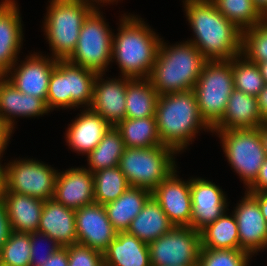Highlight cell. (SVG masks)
<instances>
[{
	"label": "cell",
	"mask_w": 267,
	"mask_h": 266,
	"mask_svg": "<svg viewBox=\"0 0 267 266\" xmlns=\"http://www.w3.org/2000/svg\"><path fill=\"white\" fill-rule=\"evenodd\" d=\"M195 45L207 60H232L241 54L242 31L227 20L210 0H183Z\"/></svg>",
	"instance_id": "cell-1"
},
{
	"label": "cell",
	"mask_w": 267,
	"mask_h": 266,
	"mask_svg": "<svg viewBox=\"0 0 267 266\" xmlns=\"http://www.w3.org/2000/svg\"><path fill=\"white\" fill-rule=\"evenodd\" d=\"M118 33H113L112 63L120 68V76L149 78L163 38L140 16L124 13Z\"/></svg>",
	"instance_id": "cell-2"
},
{
	"label": "cell",
	"mask_w": 267,
	"mask_h": 266,
	"mask_svg": "<svg viewBox=\"0 0 267 266\" xmlns=\"http://www.w3.org/2000/svg\"><path fill=\"white\" fill-rule=\"evenodd\" d=\"M155 117L162 144L180 154L201 130L212 133V128L201 116L193 89L159 95Z\"/></svg>",
	"instance_id": "cell-3"
},
{
	"label": "cell",
	"mask_w": 267,
	"mask_h": 266,
	"mask_svg": "<svg viewBox=\"0 0 267 266\" xmlns=\"http://www.w3.org/2000/svg\"><path fill=\"white\" fill-rule=\"evenodd\" d=\"M163 39L149 76L158 95L193 89L207 59L189 41L169 44Z\"/></svg>",
	"instance_id": "cell-4"
},
{
	"label": "cell",
	"mask_w": 267,
	"mask_h": 266,
	"mask_svg": "<svg viewBox=\"0 0 267 266\" xmlns=\"http://www.w3.org/2000/svg\"><path fill=\"white\" fill-rule=\"evenodd\" d=\"M49 3L41 29L51 57L67 60L77 46L83 21L92 8L80 0H50Z\"/></svg>",
	"instance_id": "cell-5"
},
{
	"label": "cell",
	"mask_w": 267,
	"mask_h": 266,
	"mask_svg": "<svg viewBox=\"0 0 267 266\" xmlns=\"http://www.w3.org/2000/svg\"><path fill=\"white\" fill-rule=\"evenodd\" d=\"M96 76V72L68 60H57L49 79L47 108L50 112L56 108H90Z\"/></svg>",
	"instance_id": "cell-6"
},
{
	"label": "cell",
	"mask_w": 267,
	"mask_h": 266,
	"mask_svg": "<svg viewBox=\"0 0 267 266\" xmlns=\"http://www.w3.org/2000/svg\"><path fill=\"white\" fill-rule=\"evenodd\" d=\"M177 154L176 150L166 145L125 148L118 166L131 187L152 192L177 169Z\"/></svg>",
	"instance_id": "cell-7"
},
{
	"label": "cell",
	"mask_w": 267,
	"mask_h": 266,
	"mask_svg": "<svg viewBox=\"0 0 267 266\" xmlns=\"http://www.w3.org/2000/svg\"><path fill=\"white\" fill-rule=\"evenodd\" d=\"M234 90L232 60H207L193 91L203 120L213 128Z\"/></svg>",
	"instance_id": "cell-8"
},
{
	"label": "cell",
	"mask_w": 267,
	"mask_h": 266,
	"mask_svg": "<svg viewBox=\"0 0 267 266\" xmlns=\"http://www.w3.org/2000/svg\"><path fill=\"white\" fill-rule=\"evenodd\" d=\"M104 17L100 9L89 12L83 21L77 46L67 59L97 74H105L112 62L114 31Z\"/></svg>",
	"instance_id": "cell-9"
},
{
	"label": "cell",
	"mask_w": 267,
	"mask_h": 266,
	"mask_svg": "<svg viewBox=\"0 0 267 266\" xmlns=\"http://www.w3.org/2000/svg\"><path fill=\"white\" fill-rule=\"evenodd\" d=\"M222 150L233 172L238 174L245 189L257 178L266 159L261 139V127L253 129L219 130Z\"/></svg>",
	"instance_id": "cell-10"
},
{
	"label": "cell",
	"mask_w": 267,
	"mask_h": 266,
	"mask_svg": "<svg viewBox=\"0 0 267 266\" xmlns=\"http://www.w3.org/2000/svg\"><path fill=\"white\" fill-rule=\"evenodd\" d=\"M5 189L41 200L54 197L59 170L38 159L20 158L5 162Z\"/></svg>",
	"instance_id": "cell-11"
},
{
	"label": "cell",
	"mask_w": 267,
	"mask_h": 266,
	"mask_svg": "<svg viewBox=\"0 0 267 266\" xmlns=\"http://www.w3.org/2000/svg\"><path fill=\"white\" fill-rule=\"evenodd\" d=\"M151 266H198L200 232L174 226L148 244Z\"/></svg>",
	"instance_id": "cell-12"
},
{
	"label": "cell",
	"mask_w": 267,
	"mask_h": 266,
	"mask_svg": "<svg viewBox=\"0 0 267 266\" xmlns=\"http://www.w3.org/2000/svg\"><path fill=\"white\" fill-rule=\"evenodd\" d=\"M41 54L29 52L23 61L17 60L18 62L4 76L19 91L46 102L49 79L57 60L48 54Z\"/></svg>",
	"instance_id": "cell-13"
},
{
	"label": "cell",
	"mask_w": 267,
	"mask_h": 266,
	"mask_svg": "<svg viewBox=\"0 0 267 266\" xmlns=\"http://www.w3.org/2000/svg\"><path fill=\"white\" fill-rule=\"evenodd\" d=\"M223 189L214 182L201 178H190L192 215L190 227L200 232L222 216L230 204Z\"/></svg>",
	"instance_id": "cell-14"
},
{
	"label": "cell",
	"mask_w": 267,
	"mask_h": 266,
	"mask_svg": "<svg viewBox=\"0 0 267 266\" xmlns=\"http://www.w3.org/2000/svg\"><path fill=\"white\" fill-rule=\"evenodd\" d=\"M177 170L152 191V196L174 226L190 227L192 215L190 180H182Z\"/></svg>",
	"instance_id": "cell-15"
},
{
	"label": "cell",
	"mask_w": 267,
	"mask_h": 266,
	"mask_svg": "<svg viewBox=\"0 0 267 266\" xmlns=\"http://www.w3.org/2000/svg\"><path fill=\"white\" fill-rule=\"evenodd\" d=\"M232 213L237 220L240 250L248 252L252 257L265 250L267 223L258 201L245 191L244 197H241Z\"/></svg>",
	"instance_id": "cell-16"
},
{
	"label": "cell",
	"mask_w": 267,
	"mask_h": 266,
	"mask_svg": "<svg viewBox=\"0 0 267 266\" xmlns=\"http://www.w3.org/2000/svg\"><path fill=\"white\" fill-rule=\"evenodd\" d=\"M77 243L103 253L117 235L104 205L93 203L75 210Z\"/></svg>",
	"instance_id": "cell-17"
},
{
	"label": "cell",
	"mask_w": 267,
	"mask_h": 266,
	"mask_svg": "<svg viewBox=\"0 0 267 266\" xmlns=\"http://www.w3.org/2000/svg\"><path fill=\"white\" fill-rule=\"evenodd\" d=\"M18 6L15 0L0 2V76H4L20 60L24 24Z\"/></svg>",
	"instance_id": "cell-18"
},
{
	"label": "cell",
	"mask_w": 267,
	"mask_h": 266,
	"mask_svg": "<svg viewBox=\"0 0 267 266\" xmlns=\"http://www.w3.org/2000/svg\"><path fill=\"white\" fill-rule=\"evenodd\" d=\"M104 75L106 74L101 73L96 76L90 109L111 126H115L125 119V99L129 78L122 76L118 78L106 77L105 80Z\"/></svg>",
	"instance_id": "cell-19"
},
{
	"label": "cell",
	"mask_w": 267,
	"mask_h": 266,
	"mask_svg": "<svg viewBox=\"0 0 267 266\" xmlns=\"http://www.w3.org/2000/svg\"><path fill=\"white\" fill-rule=\"evenodd\" d=\"M53 198L73 210L95 203L93 173L83 166L58 171Z\"/></svg>",
	"instance_id": "cell-20"
},
{
	"label": "cell",
	"mask_w": 267,
	"mask_h": 266,
	"mask_svg": "<svg viewBox=\"0 0 267 266\" xmlns=\"http://www.w3.org/2000/svg\"><path fill=\"white\" fill-rule=\"evenodd\" d=\"M83 109H80L81 112L71 120V124H68L65 141L72 152L87 156L102 140L111 125L90 108Z\"/></svg>",
	"instance_id": "cell-21"
},
{
	"label": "cell",
	"mask_w": 267,
	"mask_h": 266,
	"mask_svg": "<svg viewBox=\"0 0 267 266\" xmlns=\"http://www.w3.org/2000/svg\"><path fill=\"white\" fill-rule=\"evenodd\" d=\"M49 112L43 99L19 91L5 76H0V116L13 129L18 117L35 118Z\"/></svg>",
	"instance_id": "cell-22"
},
{
	"label": "cell",
	"mask_w": 267,
	"mask_h": 266,
	"mask_svg": "<svg viewBox=\"0 0 267 266\" xmlns=\"http://www.w3.org/2000/svg\"><path fill=\"white\" fill-rule=\"evenodd\" d=\"M37 231L50 236L61 247L77 243L75 210L66 208L54 198L44 201Z\"/></svg>",
	"instance_id": "cell-23"
},
{
	"label": "cell",
	"mask_w": 267,
	"mask_h": 266,
	"mask_svg": "<svg viewBox=\"0 0 267 266\" xmlns=\"http://www.w3.org/2000/svg\"><path fill=\"white\" fill-rule=\"evenodd\" d=\"M263 124L265 123L259 112L257 97L234 89L223 117L212 128V132L260 128Z\"/></svg>",
	"instance_id": "cell-24"
},
{
	"label": "cell",
	"mask_w": 267,
	"mask_h": 266,
	"mask_svg": "<svg viewBox=\"0 0 267 266\" xmlns=\"http://www.w3.org/2000/svg\"><path fill=\"white\" fill-rule=\"evenodd\" d=\"M4 202L11 231L31 233L38 230L44 200L7 191L0 195Z\"/></svg>",
	"instance_id": "cell-25"
},
{
	"label": "cell",
	"mask_w": 267,
	"mask_h": 266,
	"mask_svg": "<svg viewBox=\"0 0 267 266\" xmlns=\"http://www.w3.org/2000/svg\"><path fill=\"white\" fill-rule=\"evenodd\" d=\"M104 266H151L148 244L127 232L116 237L103 252Z\"/></svg>",
	"instance_id": "cell-26"
},
{
	"label": "cell",
	"mask_w": 267,
	"mask_h": 266,
	"mask_svg": "<svg viewBox=\"0 0 267 266\" xmlns=\"http://www.w3.org/2000/svg\"><path fill=\"white\" fill-rule=\"evenodd\" d=\"M173 227L159 203L151 196L126 232L149 244L168 233Z\"/></svg>",
	"instance_id": "cell-27"
},
{
	"label": "cell",
	"mask_w": 267,
	"mask_h": 266,
	"mask_svg": "<svg viewBox=\"0 0 267 266\" xmlns=\"http://www.w3.org/2000/svg\"><path fill=\"white\" fill-rule=\"evenodd\" d=\"M151 196L152 192L147 189L130 186L117 200L105 204L113 228L117 232H126Z\"/></svg>",
	"instance_id": "cell-28"
},
{
	"label": "cell",
	"mask_w": 267,
	"mask_h": 266,
	"mask_svg": "<svg viewBox=\"0 0 267 266\" xmlns=\"http://www.w3.org/2000/svg\"><path fill=\"white\" fill-rule=\"evenodd\" d=\"M158 93L149 78L128 79L125 118L138 119L155 116Z\"/></svg>",
	"instance_id": "cell-29"
},
{
	"label": "cell",
	"mask_w": 267,
	"mask_h": 266,
	"mask_svg": "<svg viewBox=\"0 0 267 266\" xmlns=\"http://www.w3.org/2000/svg\"><path fill=\"white\" fill-rule=\"evenodd\" d=\"M228 210L200 231L201 248L240 249L237 220Z\"/></svg>",
	"instance_id": "cell-30"
},
{
	"label": "cell",
	"mask_w": 267,
	"mask_h": 266,
	"mask_svg": "<svg viewBox=\"0 0 267 266\" xmlns=\"http://www.w3.org/2000/svg\"><path fill=\"white\" fill-rule=\"evenodd\" d=\"M125 148H150L163 145L157 131L156 117L128 119L115 125Z\"/></svg>",
	"instance_id": "cell-31"
},
{
	"label": "cell",
	"mask_w": 267,
	"mask_h": 266,
	"mask_svg": "<svg viewBox=\"0 0 267 266\" xmlns=\"http://www.w3.org/2000/svg\"><path fill=\"white\" fill-rule=\"evenodd\" d=\"M124 149L120 132L115 126H111L98 145L86 156L89 166H86V169L94 173L118 166Z\"/></svg>",
	"instance_id": "cell-32"
},
{
	"label": "cell",
	"mask_w": 267,
	"mask_h": 266,
	"mask_svg": "<svg viewBox=\"0 0 267 266\" xmlns=\"http://www.w3.org/2000/svg\"><path fill=\"white\" fill-rule=\"evenodd\" d=\"M94 201L105 205L117 200L129 187V183L119 166L93 173Z\"/></svg>",
	"instance_id": "cell-33"
},
{
	"label": "cell",
	"mask_w": 267,
	"mask_h": 266,
	"mask_svg": "<svg viewBox=\"0 0 267 266\" xmlns=\"http://www.w3.org/2000/svg\"><path fill=\"white\" fill-rule=\"evenodd\" d=\"M216 9L241 31L252 28L263 21V14L252 0H210Z\"/></svg>",
	"instance_id": "cell-34"
},
{
	"label": "cell",
	"mask_w": 267,
	"mask_h": 266,
	"mask_svg": "<svg viewBox=\"0 0 267 266\" xmlns=\"http://www.w3.org/2000/svg\"><path fill=\"white\" fill-rule=\"evenodd\" d=\"M234 89L257 97L265 82L257 63L247 60L243 55L232 59Z\"/></svg>",
	"instance_id": "cell-35"
},
{
	"label": "cell",
	"mask_w": 267,
	"mask_h": 266,
	"mask_svg": "<svg viewBox=\"0 0 267 266\" xmlns=\"http://www.w3.org/2000/svg\"><path fill=\"white\" fill-rule=\"evenodd\" d=\"M30 233L11 231L0 249V266H31Z\"/></svg>",
	"instance_id": "cell-36"
},
{
	"label": "cell",
	"mask_w": 267,
	"mask_h": 266,
	"mask_svg": "<svg viewBox=\"0 0 267 266\" xmlns=\"http://www.w3.org/2000/svg\"><path fill=\"white\" fill-rule=\"evenodd\" d=\"M241 55L257 64L267 61V24L264 21L242 31Z\"/></svg>",
	"instance_id": "cell-37"
},
{
	"label": "cell",
	"mask_w": 267,
	"mask_h": 266,
	"mask_svg": "<svg viewBox=\"0 0 267 266\" xmlns=\"http://www.w3.org/2000/svg\"><path fill=\"white\" fill-rule=\"evenodd\" d=\"M252 256L240 249L201 248L198 266H249Z\"/></svg>",
	"instance_id": "cell-38"
},
{
	"label": "cell",
	"mask_w": 267,
	"mask_h": 266,
	"mask_svg": "<svg viewBox=\"0 0 267 266\" xmlns=\"http://www.w3.org/2000/svg\"><path fill=\"white\" fill-rule=\"evenodd\" d=\"M42 240V241H41ZM31 242V266H42L49 259V257L56 252L61 246L50 236L42 232H31L30 233ZM43 242L45 246L44 249L40 250V243ZM42 244V243H41ZM43 245V244H42ZM47 247V248H46ZM41 251V252H40ZM43 251V252H42Z\"/></svg>",
	"instance_id": "cell-39"
},
{
	"label": "cell",
	"mask_w": 267,
	"mask_h": 266,
	"mask_svg": "<svg viewBox=\"0 0 267 266\" xmlns=\"http://www.w3.org/2000/svg\"><path fill=\"white\" fill-rule=\"evenodd\" d=\"M68 266H104L103 253L78 243L67 247Z\"/></svg>",
	"instance_id": "cell-40"
},
{
	"label": "cell",
	"mask_w": 267,
	"mask_h": 266,
	"mask_svg": "<svg viewBox=\"0 0 267 266\" xmlns=\"http://www.w3.org/2000/svg\"><path fill=\"white\" fill-rule=\"evenodd\" d=\"M246 191L247 192H266L267 191V157L260 168L257 178L246 189Z\"/></svg>",
	"instance_id": "cell-41"
},
{
	"label": "cell",
	"mask_w": 267,
	"mask_h": 266,
	"mask_svg": "<svg viewBox=\"0 0 267 266\" xmlns=\"http://www.w3.org/2000/svg\"><path fill=\"white\" fill-rule=\"evenodd\" d=\"M10 232L11 227L6 213V208L0 197V249L8 239Z\"/></svg>",
	"instance_id": "cell-42"
},
{
	"label": "cell",
	"mask_w": 267,
	"mask_h": 266,
	"mask_svg": "<svg viewBox=\"0 0 267 266\" xmlns=\"http://www.w3.org/2000/svg\"><path fill=\"white\" fill-rule=\"evenodd\" d=\"M68 250L67 247H61L54 252L42 266H68Z\"/></svg>",
	"instance_id": "cell-43"
},
{
	"label": "cell",
	"mask_w": 267,
	"mask_h": 266,
	"mask_svg": "<svg viewBox=\"0 0 267 266\" xmlns=\"http://www.w3.org/2000/svg\"><path fill=\"white\" fill-rule=\"evenodd\" d=\"M14 129L0 116V152L7 150Z\"/></svg>",
	"instance_id": "cell-44"
},
{
	"label": "cell",
	"mask_w": 267,
	"mask_h": 266,
	"mask_svg": "<svg viewBox=\"0 0 267 266\" xmlns=\"http://www.w3.org/2000/svg\"><path fill=\"white\" fill-rule=\"evenodd\" d=\"M257 102L261 118L267 124V84L264 85V88L257 96Z\"/></svg>",
	"instance_id": "cell-45"
},
{
	"label": "cell",
	"mask_w": 267,
	"mask_h": 266,
	"mask_svg": "<svg viewBox=\"0 0 267 266\" xmlns=\"http://www.w3.org/2000/svg\"><path fill=\"white\" fill-rule=\"evenodd\" d=\"M257 201L261 213L267 223V194L265 192H249Z\"/></svg>",
	"instance_id": "cell-46"
},
{
	"label": "cell",
	"mask_w": 267,
	"mask_h": 266,
	"mask_svg": "<svg viewBox=\"0 0 267 266\" xmlns=\"http://www.w3.org/2000/svg\"><path fill=\"white\" fill-rule=\"evenodd\" d=\"M83 3H85L86 5L90 6L92 9H100V6H107V4H113V3H117L119 0H80ZM103 3V4H102Z\"/></svg>",
	"instance_id": "cell-47"
},
{
	"label": "cell",
	"mask_w": 267,
	"mask_h": 266,
	"mask_svg": "<svg viewBox=\"0 0 267 266\" xmlns=\"http://www.w3.org/2000/svg\"><path fill=\"white\" fill-rule=\"evenodd\" d=\"M4 153L5 152H0V195L5 188V164L3 165L1 163L3 161L1 159H2Z\"/></svg>",
	"instance_id": "cell-48"
},
{
	"label": "cell",
	"mask_w": 267,
	"mask_h": 266,
	"mask_svg": "<svg viewBox=\"0 0 267 266\" xmlns=\"http://www.w3.org/2000/svg\"><path fill=\"white\" fill-rule=\"evenodd\" d=\"M252 1L262 14L267 12V0H252Z\"/></svg>",
	"instance_id": "cell-49"
},
{
	"label": "cell",
	"mask_w": 267,
	"mask_h": 266,
	"mask_svg": "<svg viewBox=\"0 0 267 266\" xmlns=\"http://www.w3.org/2000/svg\"><path fill=\"white\" fill-rule=\"evenodd\" d=\"M261 139L263 142V147L266 152V157H267V124H263L261 126Z\"/></svg>",
	"instance_id": "cell-50"
},
{
	"label": "cell",
	"mask_w": 267,
	"mask_h": 266,
	"mask_svg": "<svg viewBox=\"0 0 267 266\" xmlns=\"http://www.w3.org/2000/svg\"><path fill=\"white\" fill-rule=\"evenodd\" d=\"M257 65L259 66L265 84H267V61L260 62Z\"/></svg>",
	"instance_id": "cell-51"
},
{
	"label": "cell",
	"mask_w": 267,
	"mask_h": 266,
	"mask_svg": "<svg viewBox=\"0 0 267 266\" xmlns=\"http://www.w3.org/2000/svg\"><path fill=\"white\" fill-rule=\"evenodd\" d=\"M263 21L267 24V12L263 14Z\"/></svg>",
	"instance_id": "cell-52"
}]
</instances>
